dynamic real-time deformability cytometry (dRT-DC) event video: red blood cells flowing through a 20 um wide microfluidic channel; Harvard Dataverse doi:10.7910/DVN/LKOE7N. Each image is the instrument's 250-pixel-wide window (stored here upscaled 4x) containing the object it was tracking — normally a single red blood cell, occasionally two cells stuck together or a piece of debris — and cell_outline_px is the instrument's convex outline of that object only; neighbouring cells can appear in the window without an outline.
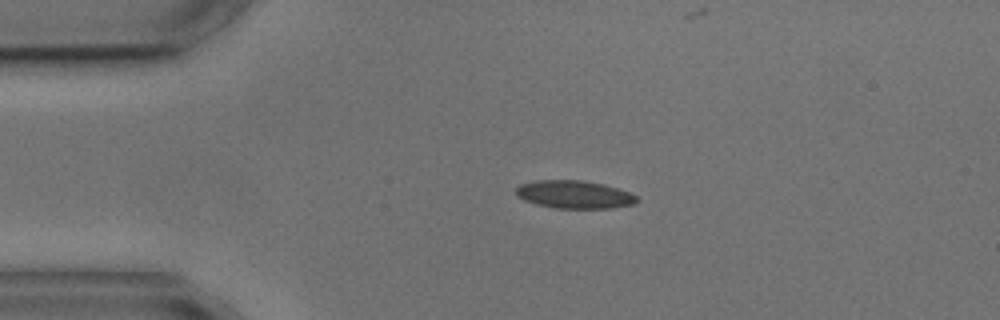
{"species": "common noctule bat (a hibernating species)", "species_latin": "Nyctalus noctula", "temperature_condition": "cold", "stored_images_in_passage": 2, "camera_frame_rate_fps": 3000, "um_per_image_px": 0.085, "animal": {"sex": "male", "body_mass_g": 17.9, "forearm_length_mm": 54.2}, "frame": {"image": 1, "passage_image": 2, "time_ms": 1.0, "image_size_px": [1000, 320], "cell_outline_px": [[640, 200], [636, 204], [612, 208], [556, 208], [536, 204], [524, 200], [516, 196], [516, 188], [520, 184], [536, 180], [580, 180], [604, 184], [628, 192], [636, 196]], "centroid_in_image_um": [48.82, 16.53], "position_along_channel_um": 36.2, "area_um2": 19.71}}